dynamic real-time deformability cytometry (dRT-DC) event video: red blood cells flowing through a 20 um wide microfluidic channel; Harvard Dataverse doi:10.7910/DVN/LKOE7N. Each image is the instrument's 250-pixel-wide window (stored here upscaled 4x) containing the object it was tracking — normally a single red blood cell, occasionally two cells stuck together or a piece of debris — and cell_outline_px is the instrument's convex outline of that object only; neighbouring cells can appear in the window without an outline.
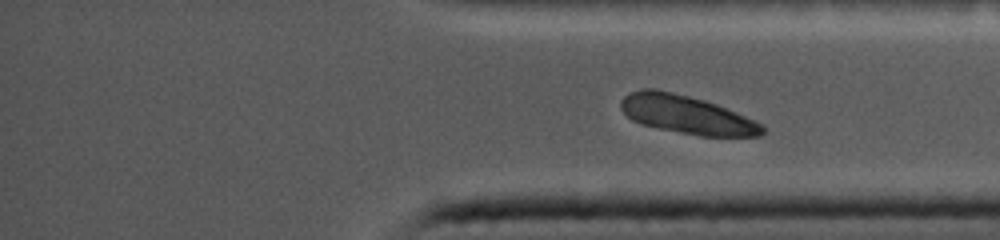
{"species": "common noctule bat (a hibernating species)", "species_latin": "Nyctalus noctula", "temperature_condition": "cold", "stored_images_in_passage": 52, "segment_of_instrument_passage": [2, 2], "camera_frame_rate_fps": 5000, "um_per_image_px": 0.085, "animal": {"sex": "female", "body_mass_g": 19.0, "forearm_length_mm": 56.7}, "frame": {"image": 1, "passage_image": 52, "time_ms": 10.2, "image_size_px": [1000, 240], "cell_outline_px": [[476, 204], [456, 224], [392, 224], [396, 220], [408, 212], [428, 200], [476, 192]], "centroid_in_image_um": [37.42, 17.91], "position_along_channel_um": 397.8, "area_um2": 11.62}}